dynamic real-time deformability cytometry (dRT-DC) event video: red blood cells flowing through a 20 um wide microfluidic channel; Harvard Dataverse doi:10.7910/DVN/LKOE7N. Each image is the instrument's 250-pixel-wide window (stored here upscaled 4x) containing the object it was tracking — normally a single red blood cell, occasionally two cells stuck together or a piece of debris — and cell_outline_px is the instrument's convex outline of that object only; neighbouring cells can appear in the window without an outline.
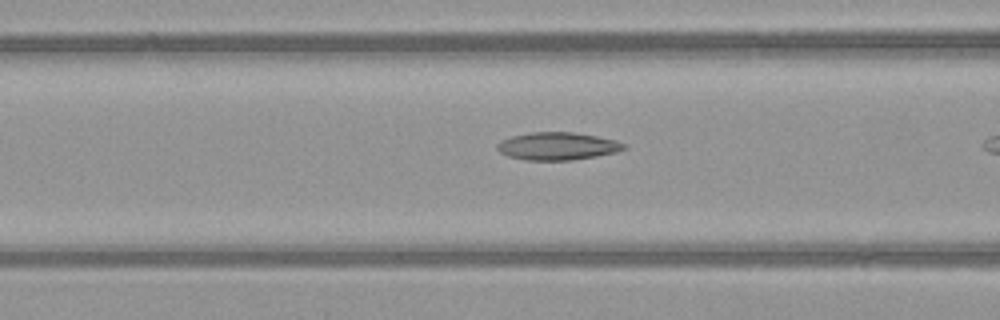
{"species": "common noctule bat (a hibernating species)", "species_latin": "Nyctalus noctula", "temperature_condition": "warm", "stored_images_in_passage": 20, "camera_frame_rate_fps": 3000, "um_per_image_px": 0.085, "animal": {"sex": "female", "body_mass_g": 21.9}, "frame": {"image": 1, "passage_image": 6, "time_ms": 1.667, "image_size_px": [1000, 320], "cell_outline_px": [[628, 148], [616, 152], [596, 156], [572, 160], [524, 160], [508, 156], [500, 152], [496, 148], [496, 144], [500, 140], [512, 136], [532, 132], [572, 132], [596, 136], [616, 140], [624, 144]], "centroid_in_image_um": [47.36, 12.42], "position_along_channel_um": 119.2, "area_um2": 20.46}}
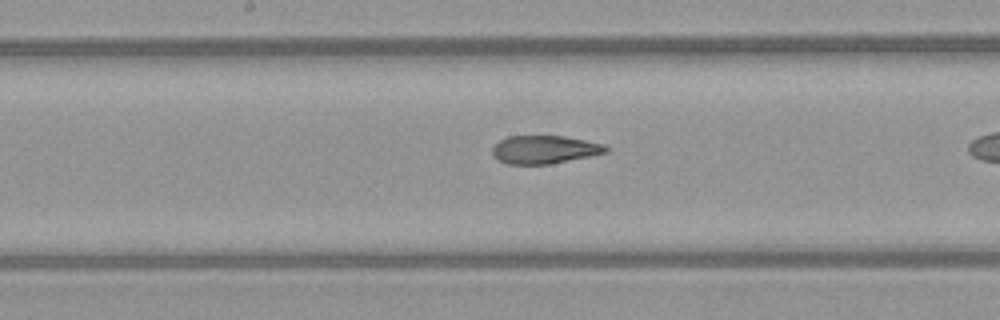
{"frame": {"image": 2, "passage_image": 12, "time_ms": 3.667, "image_size_px": [1000, 320], "cell_outline_px": [[608, 152], [592, 156], [552, 164], [504, 164], [492, 152], [492, 148], [500, 140], [508, 136], [564, 136], [604, 144], [608, 148]], "centroid_in_image_um": [46.31, 12.72], "position_along_channel_um": 201.9, "area_um2": 18.61}}
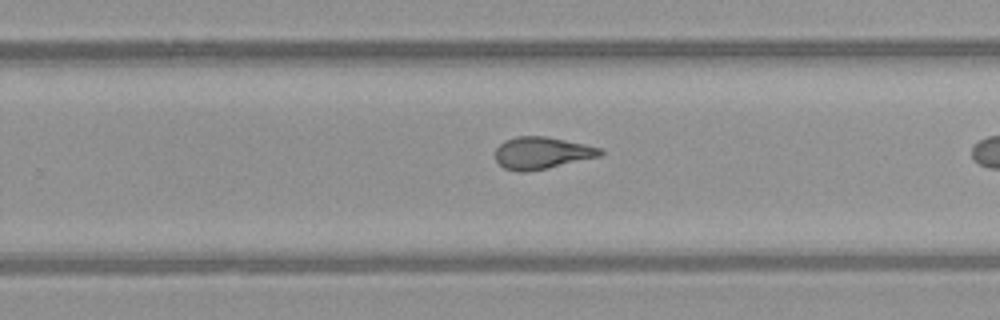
{"frame": {"image": 3, "passage_image": 18, "time_ms": 5.667, "image_size_px": [1000, 320], "cell_outline_px": [[604, 152], [600, 156], [548, 168], [524, 172], [516, 172], [504, 168], [496, 160], [496, 148], [504, 140], [516, 136], [544, 136], [584, 144], [600, 148]], "centroid_in_image_um": [46.03, 13.0], "position_along_channel_um": 283.8, "area_um2": 19.48}}